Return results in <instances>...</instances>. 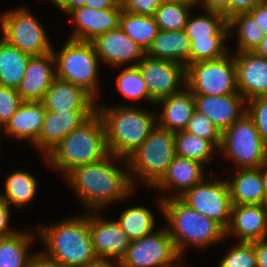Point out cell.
Returning a JSON list of instances; mask_svg holds the SVG:
<instances>
[{"label":"cell","mask_w":267,"mask_h":267,"mask_svg":"<svg viewBox=\"0 0 267 267\" xmlns=\"http://www.w3.org/2000/svg\"><path fill=\"white\" fill-rule=\"evenodd\" d=\"M119 160L121 162L125 158L109 154L100 161L78 166L66 175L85 209L99 213L101 208L114 201H123L135 191L129 169L115 165Z\"/></svg>","instance_id":"1"},{"label":"cell","mask_w":267,"mask_h":267,"mask_svg":"<svg viewBox=\"0 0 267 267\" xmlns=\"http://www.w3.org/2000/svg\"><path fill=\"white\" fill-rule=\"evenodd\" d=\"M157 203L168 222V233L180 257L188 245L206 249L225 241V229L220 224L190 208L180 198H159Z\"/></svg>","instance_id":"2"},{"label":"cell","mask_w":267,"mask_h":267,"mask_svg":"<svg viewBox=\"0 0 267 267\" xmlns=\"http://www.w3.org/2000/svg\"><path fill=\"white\" fill-rule=\"evenodd\" d=\"M105 127L97 110L70 132L46 156L45 160L65 176L78 166L94 163L109 155Z\"/></svg>","instance_id":"3"},{"label":"cell","mask_w":267,"mask_h":267,"mask_svg":"<svg viewBox=\"0 0 267 267\" xmlns=\"http://www.w3.org/2000/svg\"><path fill=\"white\" fill-rule=\"evenodd\" d=\"M35 230L46 250V257L63 267H83L95 260L91 235L88 227V213L67 218L59 223Z\"/></svg>","instance_id":"4"},{"label":"cell","mask_w":267,"mask_h":267,"mask_svg":"<svg viewBox=\"0 0 267 267\" xmlns=\"http://www.w3.org/2000/svg\"><path fill=\"white\" fill-rule=\"evenodd\" d=\"M96 110L104 123L109 153L125 159L147 139L157 124V114L129 104L112 108L96 105Z\"/></svg>","instance_id":"5"},{"label":"cell","mask_w":267,"mask_h":267,"mask_svg":"<svg viewBox=\"0 0 267 267\" xmlns=\"http://www.w3.org/2000/svg\"><path fill=\"white\" fill-rule=\"evenodd\" d=\"M175 156L174 133L156 124L147 139L122 162L129 169L134 187L138 178L142 184L153 188Z\"/></svg>","instance_id":"6"},{"label":"cell","mask_w":267,"mask_h":267,"mask_svg":"<svg viewBox=\"0 0 267 267\" xmlns=\"http://www.w3.org/2000/svg\"><path fill=\"white\" fill-rule=\"evenodd\" d=\"M52 54L56 78L82 87L97 100L100 60L93 43L68 38L60 51L52 49Z\"/></svg>","instance_id":"7"},{"label":"cell","mask_w":267,"mask_h":267,"mask_svg":"<svg viewBox=\"0 0 267 267\" xmlns=\"http://www.w3.org/2000/svg\"><path fill=\"white\" fill-rule=\"evenodd\" d=\"M219 150L237 169L259 168L267 160V146L247 112L222 132Z\"/></svg>","instance_id":"8"},{"label":"cell","mask_w":267,"mask_h":267,"mask_svg":"<svg viewBox=\"0 0 267 267\" xmlns=\"http://www.w3.org/2000/svg\"><path fill=\"white\" fill-rule=\"evenodd\" d=\"M25 7L7 11L0 17L2 39L30 56H42L52 52L53 46L46 30Z\"/></svg>","instance_id":"9"},{"label":"cell","mask_w":267,"mask_h":267,"mask_svg":"<svg viewBox=\"0 0 267 267\" xmlns=\"http://www.w3.org/2000/svg\"><path fill=\"white\" fill-rule=\"evenodd\" d=\"M186 88L193 95L226 96L239 93L234 53L221 59L187 65Z\"/></svg>","instance_id":"10"},{"label":"cell","mask_w":267,"mask_h":267,"mask_svg":"<svg viewBox=\"0 0 267 267\" xmlns=\"http://www.w3.org/2000/svg\"><path fill=\"white\" fill-rule=\"evenodd\" d=\"M180 258L167 228L162 227L131 241L119 267H173Z\"/></svg>","instance_id":"11"},{"label":"cell","mask_w":267,"mask_h":267,"mask_svg":"<svg viewBox=\"0 0 267 267\" xmlns=\"http://www.w3.org/2000/svg\"><path fill=\"white\" fill-rule=\"evenodd\" d=\"M205 177L179 198L190 208L215 220L224 229L231 221L232 202L227 181Z\"/></svg>","instance_id":"12"},{"label":"cell","mask_w":267,"mask_h":267,"mask_svg":"<svg viewBox=\"0 0 267 267\" xmlns=\"http://www.w3.org/2000/svg\"><path fill=\"white\" fill-rule=\"evenodd\" d=\"M136 67L146 82L149 98L154 104L186 87V67L178 62L145 55Z\"/></svg>","instance_id":"13"},{"label":"cell","mask_w":267,"mask_h":267,"mask_svg":"<svg viewBox=\"0 0 267 267\" xmlns=\"http://www.w3.org/2000/svg\"><path fill=\"white\" fill-rule=\"evenodd\" d=\"M91 213L88 214V227L95 255L97 258L120 262L126 255L131 240L116 220L107 221L94 211Z\"/></svg>","instance_id":"14"},{"label":"cell","mask_w":267,"mask_h":267,"mask_svg":"<svg viewBox=\"0 0 267 267\" xmlns=\"http://www.w3.org/2000/svg\"><path fill=\"white\" fill-rule=\"evenodd\" d=\"M91 42L99 60L113 67L126 63L136 66L145 56V51L120 27L97 36Z\"/></svg>","instance_id":"15"},{"label":"cell","mask_w":267,"mask_h":267,"mask_svg":"<svg viewBox=\"0 0 267 267\" xmlns=\"http://www.w3.org/2000/svg\"><path fill=\"white\" fill-rule=\"evenodd\" d=\"M122 10V7L102 10L86 6L75 8L68 14L76 27L69 39L91 42L97 36L119 28Z\"/></svg>","instance_id":"16"},{"label":"cell","mask_w":267,"mask_h":267,"mask_svg":"<svg viewBox=\"0 0 267 267\" xmlns=\"http://www.w3.org/2000/svg\"><path fill=\"white\" fill-rule=\"evenodd\" d=\"M96 110H70L66 112L46 111L39 137L36 140L37 150L44 157L70 132L78 128Z\"/></svg>","instance_id":"17"},{"label":"cell","mask_w":267,"mask_h":267,"mask_svg":"<svg viewBox=\"0 0 267 267\" xmlns=\"http://www.w3.org/2000/svg\"><path fill=\"white\" fill-rule=\"evenodd\" d=\"M238 236V242L267 238V206L265 204L232 205L231 221L225 237Z\"/></svg>","instance_id":"18"},{"label":"cell","mask_w":267,"mask_h":267,"mask_svg":"<svg viewBox=\"0 0 267 267\" xmlns=\"http://www.w3.org/2000/svg\"><path fill=\"white\" fill-rule=\"evenodd\" d=\"M237 89L248 101L258 96H267V58L255 52L234 54Z\"/></svg>","instance_id":"19"},{"label":"cell","mask_w":267,"mask_h":267,"mask_svg":"<svg viewBox=\"0 0 267 267\" xmlns=\"http://www.w3.org/2000/svg\"><path fill=\"white\" fill-rule=\"evenodd\" d=\"M195 110L206 115L221 133L229 128L244 113L246 100L240 93L217 95H193Z\"/></svg>","instance_id":"20"},{"label":"cell","mask_w":267,"mask_h":267,"mask_svg":"<svg viewBox=\"0 0 267 267\" xmlns=\"http://www.w3.org/2000/svg\"><path fill=\"white\" fill-rule=\"evenodd\" d=\"M55 78L52 52L42 56H32L16 91L23 101L41 102Z\"/></svg>","instance_id":"21"},{"label":"cell","mask_w":267,"mask_h":267,"mask_svg":"<svg viewBox=\"0 0 267 267\" xmlns=\"http://www.w3.org/2000/svg\"><path fill=\"white\" fill-rule=\"evenodd\" d=\"M46 111L96 110L97 101L82 87L55 78L41 101Z\"/></svg>","instance_id":"22"},{"label":"cell","mask_w":267,"mask_h":267,"mask_svg":"<svg viewBox=\"0 0 267 267\" xmlns=\"http://www.w3.org/2000/svg\"><path fill=\"white\" fill-rule=\"evenodd\" d=\"M205 165L184 157L175 156L172 163L162 179L153 187L158 190L177 191L174 195L170 194L168 197H163L161 200L169 198H179L187 190L192 189L196 184L200 183L205 177ZM176 195V196H175Z\"/></svg>","instance_id":"23"},{"label":"cell","mask_w":267,"mask_h":267,"mask_svg":"<svg viewBox=\"0 0 267 267\" xmlns=\"http://www.w3.org/2000/svg\"><path fill=\"white\" fill-rule=\"evenodd\" d=\"M45 115L46 109L42 102L24 101L2 129L5 134L15 139L29 140L36 147Z\"/></svg>","instance_id":"24"},{"label":"cell","mask_w":267,"mask_h":267,"mask_svg":"<svg viewBox=\"0 0 267 267\" xmlns=\"http://www.w3.org/2000/svg\"><path fill=\"white\" fill-rule=\"evenodd\" d=\"M177 94L158 100L155 105L163 106L162 113L157 121V125L170 132H179L185 130L188 121L191 119L195 110V101L193 94L185 87L181 88Z\"/></svg>","instance_id":"25"},{"label":"cell","mask_w":267,"mask_h":267,"mask_svg":"<svg viewBox=\"0 0 267 267\" xmlns=\"http://www.w3.org/2000/svg\"><path fill=\"white\" fill-rule=\"evenodd\" d=\"M191 41L184 30H160L145 51V55L155 59L178 62L185 67L190 64Z\"/></svg>","instance_id":"26"},{"label":"cell","mask_w":267,"mask_h":267,"mask_svg":"<svg viewBox=\"0 0 267 267\" xmlns=\"http://www.w3.org/2000/svg\"><path fill=\"white\" fill-rule=\"evenodd\" d=\"M235 172L231 181L226 180L232 205L265 204L260 167Z\"/></svg>","instance_id":"27"},{"label":"cell","mask_w":267,"mask_h":267,"mask_svg":"<svg viewBox=\"0 0 267 267\" xmlns=\"http://www.w3.org/2000/svg\"><path fill=\"white\" fill-rule=\"evenodd\" d=\"M191 16L184 27L191 42L197 39H228V19L224 15L206 11V14Z\"/></svg>","instance_id":"28"},{"label":"cell","mask_w":267,"mask_h":267,"mask_svg":"<svg viewBox=\"0 0 267 267\" xmlns=\"http://www.w3.org/2000/svg\"><path fill=\"white\" fill-rule=\"evenodd\" d=\"M31 57L0 38V86L16 89Z\"/></svg>","instance_id":"29"},{"label":"cell","mask_w":267,"mask_h":267,"mask_svg":"<svg viewBox=\"0 0 267 267\" xmlns=\"http://www.w3.org/2000/svg\"><path fill=\"white\" fill-rule=\"evenodd\" d=\"M37 179L28 171L17 170L5 179L4 192L0 198L10 206L23 208L32 201L37 194Z\"/></svg>","instance_id":"30"},{"label":"cell","mask_w":267,"mask_h":267,"mask_svg":"<svg viewBox=\"0 0 267 267\" xmlns=\"http://www.w3.org/2000/svg\"><path fill=\"white\" fill-rule=\"evenodd\" d=\"M229 37L233 31L237 32V51L254 52L265 37L264 30L260 27L249 12H242L228 19Z\"/></svg>","instance_id":"31"},{"label":"cell","mask_w":267,"mask_h":267,"mask_svg":"<svg viewBox=\"0 0 267 267\" xmlns=\"http://www.w3.org/2000/svg\"><path fill=\"white\" fill-rule=\"evenodd\" d=\"M33 236L21 230L0 238V267H28L33 256L28 252Z\"/></svg>","instance_id":"32"},{"label":"cell","mask_w":267,"mask_h":267,"mask_svg":"<svg viewBox=\"0 0 267 267\" xmlns=\"http://www.w3.org/2000/svg\"><path fill=\"white\" fill-rule=\"evenodd\" d=\"M119 27L144 51L158 35L160 29L153 16L122 10Z\"/></svg>","instance_id":"33"},{"label":"cell","mask_w":267,"mask_h":267,"mask_svg":"<svg viewBox=\"0 0 267 267\" xmlns=\"http://www.w3.org/2000/svg\"><path fill=\"white\" fill-rule=\"evenodd\" d=\"M175 153L179 157L188 158L209 164L217 149L210 141L192 135L185 130L174 133Z\"/></svg>","instance_id":"34"},{"label":"cell","mask_w":267,"mask_h":267,"mask_svg":"<svg viewBox=\"0 0 267 267\" xmlns=\"http://www.w3.org/2000/svg\"><path fill=\"white\" fill-rule=\"evenodd\" d=\"M116 221L131 241L149 235L155 230L152 212L142 206L125 209Z\"/></svg>","instance_id":"35"},{"label":"cell","mask_w":267,"mask_h":267,"mask_svg":"<svg viewBox=\"0 0 267 267\" xmlns=\"http://www.w3.org/2000/svg\"><path fill=\"white\" fill-rule=\"evenodd\" d=\"M191 8L188 4L161 1L153 17L160 30H184Z\"/></svg>","instance_id":"36"},{"label":"cell","mask_w":267,"mask_h":267,"mask_svg":"<svg viewBox=\"0 0 267 267\" xmlns=\"http://www.w3.org/2000/svg\"><path fill=\"white\" fill-rule=\"evenodd\" d=\"M117 88L124 98L135 100H145L153 103L149 98L146 82L143 80L139 69L136 66L123 68L117 76Z\"/></svg>","instance_id":"37"},{"label":"cell","mask_w":267,"mask_h":267,"mask_svg":"<svg viewBox=\"0 0 267 267\" xmlns=\"http://www.w3.org/2000/svg\"><path fill=\"white\" fill-rule=\"evenodd\" d=\"M226 39H197L191 42L190 64L212 61L230 54L224 42Z\"/></svg>","instance_id":"38"},{"label":"cell","mask_w":267,"mask_h":267,"mask_svg":"<svg viewBox=\"0 0 267 267\" xmlns=\"http://www.w3.org/2000/svg\"><path fill=\"white\" fill-rule=\"evenodd\" d=\"M185 131L210 141L219 150L221 145V131L204 114L194 110Z\"/></svg>","instance_id":"39"},{"label":"cell","mask_w":267,"mask_h":267,"mask_svg":"<svg viewBox=\"0 0 267 267\" xmlns=\"http://www.w3.org/2000/svg\"><path fill=\"white\" fill-rule=\"evenodd\" d=\"M218 267H257L253 242H238L221 259Z\"/></svg>","instance_id":"40"},{"label":"cell","mask_w":267,"mask_h":267,"mask_svg":"<svg viewBox=\"0 0 267 267\" xmlns=\"http://www.w3.org/2000/svg\"><path fill=\"white\" fill-rule=\"evenodd\" d=\"M247 114L252 118L257 131L267 146V96H258L246 101Z\"/></svg>","instance_id":"41"},{"label":"cell","mask_w":267,"mask_h":267,"mask_svg":"<svg viewBox=\"0 0 267 267\" xmlns=\"http://www.w3.org/2000/svg\"><path fill=\"white\" fill-rule=\"evenodd\" d=\"M23 102L16 89L0 86V127L5 125Z\"/></svg>","instance_id":"42"},{"label":"cell","mask_w":267,"mask_h":267,"mask_svg":"<svg viewBox=\"0 0 267 267\" xmlns=\"http://www.w3.org/2000/svg\"><path fill=\"white\" fill-rule=\"evenodd\" d=\"M162 0H120L123 10L153 16Z\"/></svg>","instance_id":"43"},{"label":"cell","mask_w":267,"mask_h":267,"mask_svg":"<svg viewBox=\"0 0 267 267\" xmlns=\"http://www.w3.org/2000/svg\"><path fill=\"white\" fill-rule=\"evenodd\" d=\"M230 2L231 0H200L199 3L205 9L204 11L219 13L229 19Z\"/></svg>","instance_id":"44"},{"label":"cell","mask_w":267,"mask_h":267,"mask_svg":"<svg viewBox=\"0 0 267 267\" xmlns=\"http://www.w3.org/2000/svg\"><path fill=\"white\" fill-rule=\"evenodd\" d=\"M10 209V205L0 198V238L10 236L18 231L8 225L11 216Z\"/></svg>","instance_id":"45"},{"label":"cell","mask_w":267,"mask_h":267,"mask_svg":"<svg viewBox=\"0 0 267 267\" xmlns=\"http://www.w3.org/2000/svg\"><path fill=\"white\" fill-rule=\"evenodd\" d=\"M263 0H231L230 2V17L242 12H249L257 4Z\"/></svg>","instance_id":"46"},{"label":"cell","mask_w":267,"mask_h":267,"mask_svg":"<svg viewBox=\"0 0 267 267\" xmlns=\"http://www.w3.org/2000/svg\"><path fill=\"white\" fill-rule=\"evenodd\" d=\"M249 13L254 17L256 23L262 27L265 36H267V5L263 2L257 4Z\"/></svg>","instance_id":"47"},{"label":"cell","mask_w":267,"mask_h":267,"mask_svg":"<svg viewBox=\"0 0 267 267\" xmlns=\"http://www.w3.org/2000/svg\"><path fill=\"white\" fill-rule=\"evenodd\" d=\"M256 255V266L267 267V238L259 241H253Z\"/></svg>","instance_id":"48"},{"label":"cell","mask_w":267,"mask_h":267,"mask_svg":"<svg viewBox=\"0 0 267 267\" xmlns=\"http://www.w3.org/2000/svg\"><path fill=\"white\" fill-rule=\"evenodd\" d=\"M28 267H63L61 264L46 257L42 252L34 253Z\"/></svg>","instance_id":"49"},{"label":"cell","mask_w":267,"mask_h":267,"mask_svg":"<svg viewBox=\"0 0 267 267\" xmlns=\"http://www.w3.org/2000/svg\"><path fill=\"white\" fill-rule=\"evenodd\" d=\"M88 0H55L53 4L62 12L69 14L72 10L82 7Z\"/></svg>","instance_id":"50"},{"label":"cell","mask_w":267,"mask_h":267,"mask_svg":"<svg viewBox=\"0 0 267 267\" xmlns=\"http://www.w3.org/2000/svg\"><path fill=\"white\" fill-rule=\"evenodd\" d=\"M84 6L94 9H108L113 7H121L120 0H88Z\"/></svg>","instance_id":"51"},{"label":"cell","mask_w":267,"mask_h":267,"mask_svg":"<svg viewBox=\"0 0 267 267\" xmlns=\"http://www.w3.org/2000/svg\"><path fill=\"white\" fill-rule=\"evenodd\" d=\"M83 267H119V262H116L111 259L96 258L95 260L91 261L90 263H87Z\"/></svg>","instance_id":"52"},{"label":"cell","mask_w":267,"mask_h":267,"mask_svg":"<svg viewBox=\"0 0 267 267\" xmlns=\"http://www.w3.org/2000/svg\"><path fill=\"white\" fill-rule=\"evenodd\" d=\"M260 171L264 187L265 205L267 206V160L260 166Z\"/></svg>","instance_id":"53"},{"label":"cell","mask_w":267,"mask_h":267,"mask_svg":"<svg viewBox=\"0 0 267 267\" xmlns=\"http://www.w3.org/2000/svg\"><path fill=\"white\" fill-rule=\"evenodd\" d=\"M254 52L261 57L267 58V36L264 37Z\"/></svg>","instance_id":"54"},{"label":"cell","mask_w":267,"mask_h":267,"mask_svg":"<svg viewBox=\"0 0 267 267\" xmlns=\"http://www.w3.org/2000/svg\"><path fill=\"white\" fill-rule=\"evenodd\" d=\"M163 2H175V3H183L195 6L199 4L200 0H162Z\"/></svg>","instance_id":"55"},{"label":"cell","mask_w":267,"mask_h":267,"mask_svg":"<svg viewBox=\"0 0 267 267\" xmlns=\"http://www.w3.org/2000/svg\"><path fill=\"white\" fill-rule=\"evenodd\" d=\"M173 267H183V266L177 263V264H176L175 266H173Z\"/></svg>","instance_id":"56"},{"label":"cell","mask_w":267,"mask_h":267,"mask_svg":"<svg viewBox=\"0 0 267 267\" xmlns=\"http://www.w3.org/2000/svg\"><path fill=\"white\" fill-rule=\"evenodd\" d=\"M263 3L267 5V0H263Z\"/></svg>","instance_id":"57"}]
</instances>
